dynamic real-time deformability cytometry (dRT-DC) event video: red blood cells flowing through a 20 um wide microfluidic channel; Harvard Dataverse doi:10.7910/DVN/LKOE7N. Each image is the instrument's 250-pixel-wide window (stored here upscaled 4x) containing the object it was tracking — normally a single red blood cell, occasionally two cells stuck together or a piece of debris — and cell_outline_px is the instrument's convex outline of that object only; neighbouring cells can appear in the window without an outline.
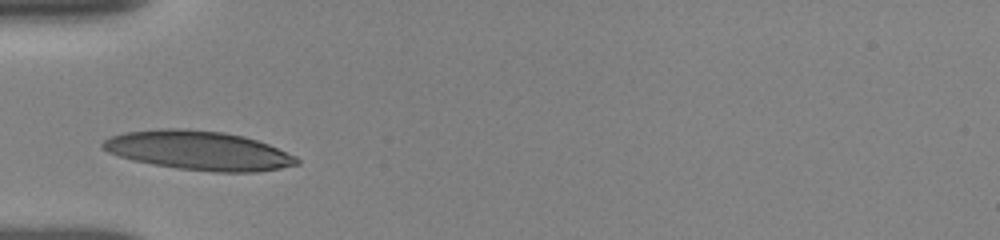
{"species": "human", "species_latin": "Homo sapiens", "temperature_condition": "room temperature", "stored_images_in_passage": 2, "camera_frame_rate_fps": 3000, "um_per_image_px": 0.085, "donor": {"sex": "female"}, "frame": {"image": 1, "passage_image": 1, "time_ms": 0.0, "image_size_px": [1000, 240], "cell_outline_px": [[300, 164], [280, 168], [256, 172], [212, 172], [176, 168], [152, 164], [120, 156], [108, 152], [100, 144], [104, 140], [112, 136], [124, 132], [164, 128], [184, 128], [224, 132], [244, 136], [268, 144], [296, 156], [300, 160]], "centroid_in_image_um": [16.91, 12.79], "position_along_channel_um": 68.1, "area_um2": 44.16}}